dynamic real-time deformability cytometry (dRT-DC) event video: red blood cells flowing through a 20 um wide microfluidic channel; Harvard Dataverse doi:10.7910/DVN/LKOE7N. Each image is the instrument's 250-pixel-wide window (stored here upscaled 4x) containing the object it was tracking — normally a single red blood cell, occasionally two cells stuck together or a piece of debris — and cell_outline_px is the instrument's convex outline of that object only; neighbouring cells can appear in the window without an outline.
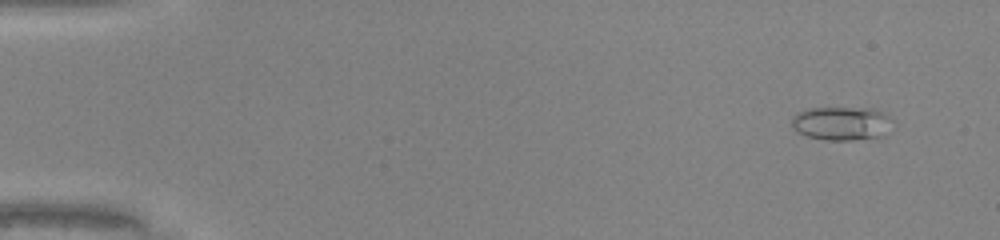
{"species": "common noctule bat (a hibernating species)", "species_latin": "Nyctalus noctula", "temperature_condition": "warm", "stored_images_in_passage": 49, "camera_frame_rate_fps": 3000, "um_per_image_px": 0.085, "animal": {"sex": "male", "body_mass_g": 20.0, "forearm_length_mm": 53.3}, "frame": {"image": 1, "passage_image": 4, "time_ms": 1.0, "image_size_px": [1000, 240], "cell_outline_px": [[892, 120], [884, 136], [852, 140], [828, 140], [808, 136], [796, 132], [792, 128], [792, 116], [796, 112], [808, 108], [872, 108], [888, 116]], "centroid_in_image_um": [71.48, 10.48], "position_along_channel_um": 13.5, "area_um2": 19.77}}
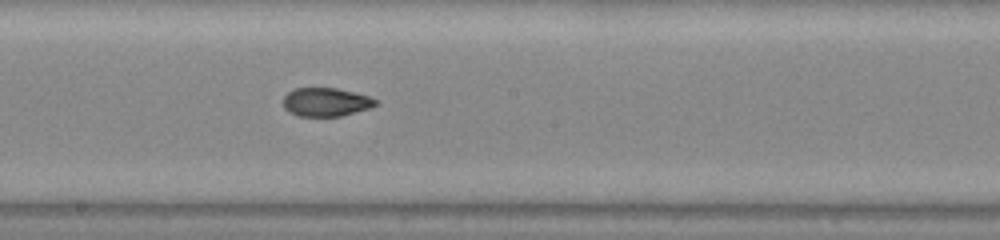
{"frame": {"image": 2, "passage_image": 28, "time_ms": 9.0, "image_size_px": [1000, 240], "cell_outline_px": [[376, 104], [372, 108], [340, 116], [296, 116], [288, 112], [284, 108], [284, 96], [292, 88], [336, 88], [368, 96], [376, 100]], "centroid_in_image_um": [27.67, 8.68], "position_along_channel_um": 220.5, "area_um2": 15.37}}
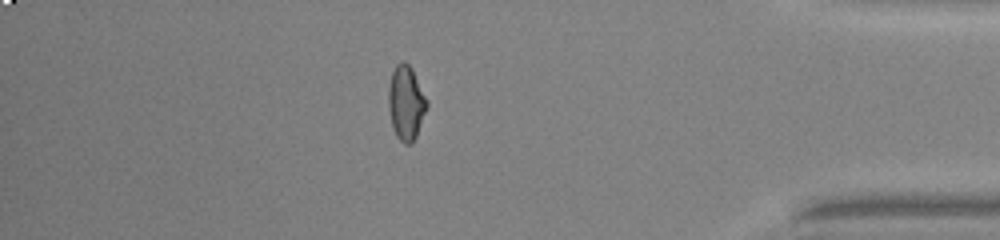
{"frame": {"image": 3, "passage_image": 43, "time_ms": 14.0, "image_size_px": [1000, 240], "cell_outline_px": [[428, 108], [416, 136], [412, 144], [404, 144], [396, 136], [392, 128], [388, 108], [388, 88], [392, 72], [396, 64], [404, 60], [412, 68], [428, 100]], "centroid_in_image_um": [34.52, 8.75], "position_along_channel_um": 400.7, "area_um2": 16.99}, "authors_computed_cell_mechanics": {"area_um2": 16.3574, "velocity_mm_per_s": 4.2849, "shape_relaxation_time_tau1_ms": null, "shape_relaxation_time_tau2_ms": 1.0157, "deformation_change_tau1": null, "deformation_change_tau2": 0.0638}}